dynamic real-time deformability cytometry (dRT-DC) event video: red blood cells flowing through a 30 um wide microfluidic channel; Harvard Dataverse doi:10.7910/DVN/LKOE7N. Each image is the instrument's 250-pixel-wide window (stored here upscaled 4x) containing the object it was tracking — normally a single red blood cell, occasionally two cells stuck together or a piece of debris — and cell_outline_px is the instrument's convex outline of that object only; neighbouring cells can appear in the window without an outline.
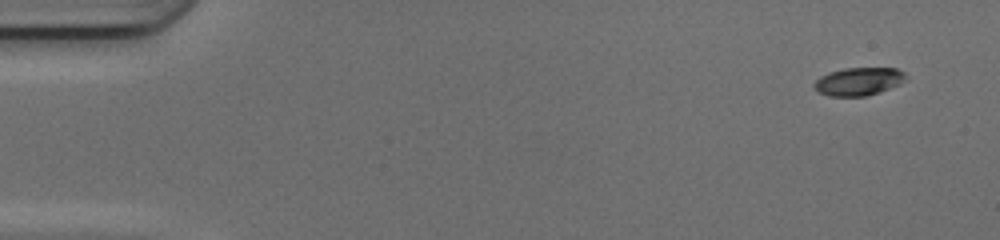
{"species": "common noctule bat (a hibernating species)", "species_latin": "Nyctalus noctula", "temperature_condition": "cold", "stored_images_in_passage": 48, "camera_frame_rate_fps": 3000, "um_per_image_px": 0.085, "animal": {"sex": "female", "body_mass_g": 17.0, "forearm_length_mm": 48.0}, "frame": {"image": 1, "passage_image": 1, "time_ms": 0.0, "image_size_px": [1000, 240], "cell_outline_px": [[904, 80], [900, 84], [864, 96], [832, 96], [820, 92], [812, 84], [820, 76], [828, 72], [844, 68], [896, 68], [904, 72]], "centroid_in_image_um": [72.95, 6.9], "position_along_channel_um": 12.1, "area_um2": 14.62}}
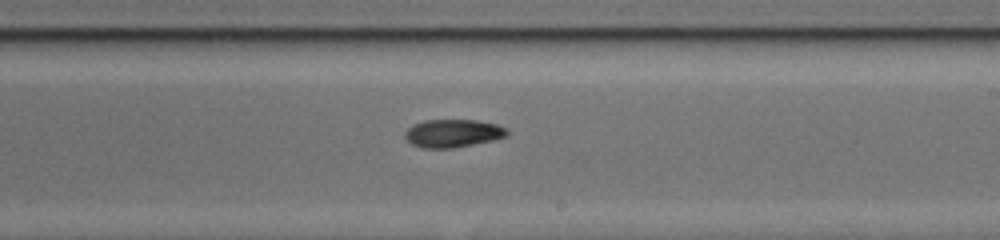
{"frame": {"image": 2, "passage_image": 28, "time_ms": 9.0, "image_size_px": [1000, 240], "cell_outline_px": [[508, 136], [492, 140], [452, 148], [420, 148], [412, 144], [404, 136], [404, 132], [412, 124], [424, 120], [476, 120], [496, 124], [508, 128]], "centroid_in_image_um": [38.48, 11.32], "position_along_channel_um": 250.5, "area_um2": 16.7}}
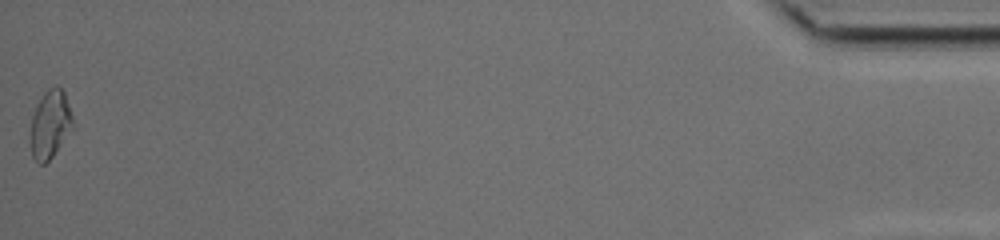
{"frame": {"image": 3, "passage_image": 48, "time_ms": 15.667, "image_size_px": [1000, 240], "cell_outline_px": [[72, 124], [52, 156], [44, 164], [40, 164], [32, 156], [32, 116], [36, 104], [44, 92], [48, 88], [56, 84], [64, 92], [72, 116]], "centroid_in_image_um": [4.24, 10.49], "position_along_channel_um": 431.0, "area_um2": 15.95}}